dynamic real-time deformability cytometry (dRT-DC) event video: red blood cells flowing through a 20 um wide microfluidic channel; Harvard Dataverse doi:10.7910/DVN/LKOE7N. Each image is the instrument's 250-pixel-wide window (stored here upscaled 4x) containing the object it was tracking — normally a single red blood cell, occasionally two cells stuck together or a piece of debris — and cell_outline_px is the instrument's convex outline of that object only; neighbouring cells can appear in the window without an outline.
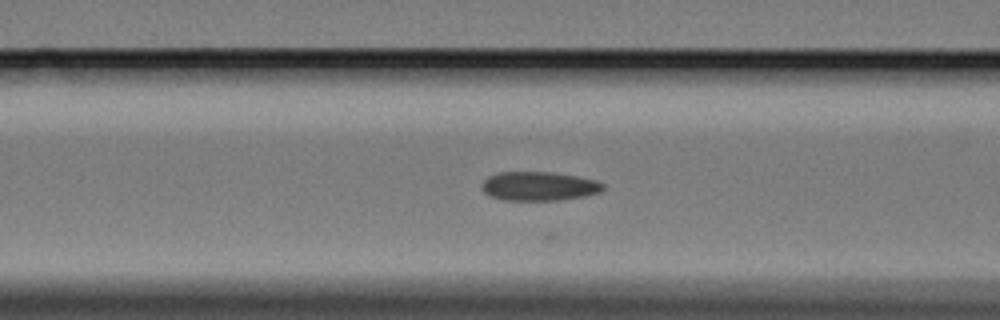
{"species": "Egyptian fruit bat (a non-hibernating species)", "species_latin": "Rousettus aegyptiacus", "temperature_condition": "cold", "stored_images_in_passage": 27, "camera_frame_rate_fps": 3000, "um_per_image_px": 0.085, "animal": {"sex": "female"}, "frame": {"image": 1, "passage_image": 20, "time_ms": 6.333, "image_size_px": [1000, 320], "cell_outline_px": [[604, 188], [600, 192], [584, 196], [556, 200], [504, 200], [492, 196], [484, 192], [484, 180], [488, 176], [500, 172], [548, 172], [576, 176], [596, 180], [604, 184]], "centroid_in_image_um": [45.84, 15.82], "position_along_channel_um": 120.8, "area_um2": 20.17}}
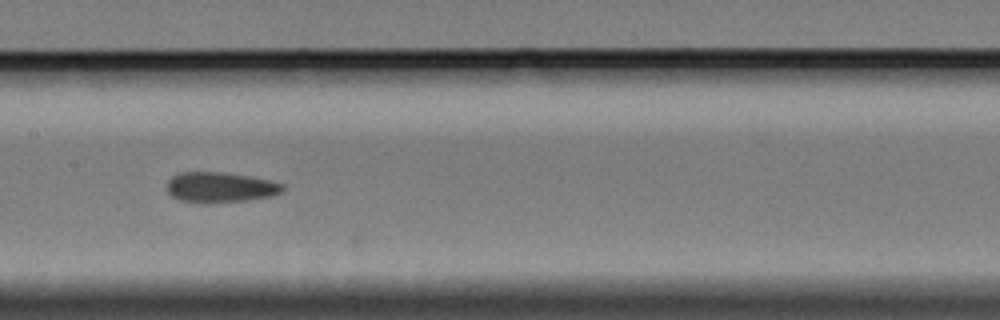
{"frame": {"image": 2, "passage_image": 26, "time_ms": 8.333, "image_size_px": [1000, 320], "cell_outline_px": [[284, 188], [280, 192], [268, 196], [248, 200], [208, 204], [204, 204], [180, 200], [172, 196], [168, 192], [168, 180], [172, 176], [180, 172], [220, 172], [248, 176], [268, 180], [284, 184]], "centroid_in_image_um": [18.68, 15.93], "position_along_channel_um": 188.7, "area_um2": 20.4}}